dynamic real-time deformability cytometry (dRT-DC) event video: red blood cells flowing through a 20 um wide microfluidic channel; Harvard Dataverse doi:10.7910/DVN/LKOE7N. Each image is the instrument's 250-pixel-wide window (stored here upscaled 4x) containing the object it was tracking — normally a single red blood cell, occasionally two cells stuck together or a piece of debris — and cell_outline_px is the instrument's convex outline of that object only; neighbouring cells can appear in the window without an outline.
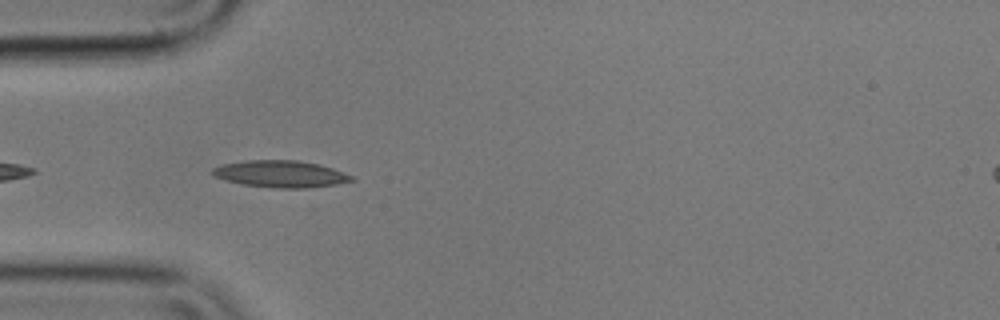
{"species": "common noctule bat (a hibernating species)", "species_latin": "Nyctalus noctula", "temperature_condition": "cold", "stored_images_in_passage": 16, "camera_frame_rate_fps": 3000, "um_per_image_px": 0.085, "animal": {"sex": "male", "body_mass_g": 17.9}, "frame": {"image": 1, "passage_image": 3, "time_ms": 0.667, "image_size_px": [1000, 320], "cell_outline_px": [[356, 180], [336, 184], [308, 188], [272, 188], [244, 184], [228, 180], [216, 176], [212, 172], [212, 168], [220, 164], [248, 160], [300, 160], [320, 164], [344, 172], [352, 176]], "centroid_in_image_um": [23.89, 14.78], "position_along_channel_um": 61.1, "area_um2": 21.73}}
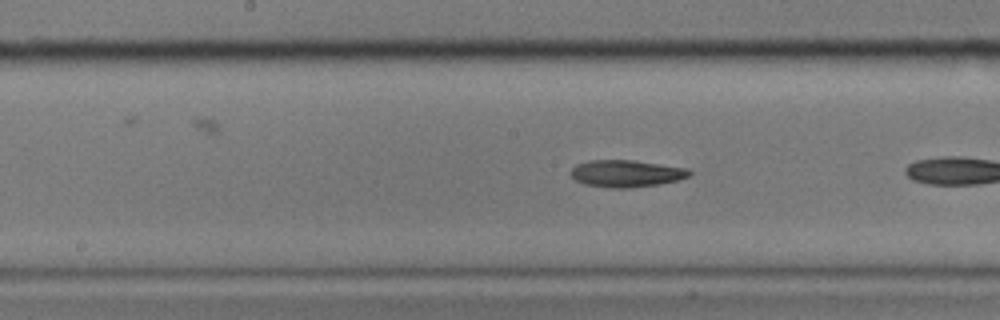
{"frame": {"image": 2, "passage_image": 12, "time_ms": 3.667, "image_size_px": [1000, 320], "cell_outline_px": [[692, 172], [688, 176], [676, 180], [660, 184], [628, 188], [608, 188], [584, 184], [576, 180], [568, 172], [576, 164], [588, 160], [632, 160], [688, 168]], "centroid_in_image_um": [53.19, 14.74], "position_along_channel_um": 195.0, "area_um2": 18.73}}